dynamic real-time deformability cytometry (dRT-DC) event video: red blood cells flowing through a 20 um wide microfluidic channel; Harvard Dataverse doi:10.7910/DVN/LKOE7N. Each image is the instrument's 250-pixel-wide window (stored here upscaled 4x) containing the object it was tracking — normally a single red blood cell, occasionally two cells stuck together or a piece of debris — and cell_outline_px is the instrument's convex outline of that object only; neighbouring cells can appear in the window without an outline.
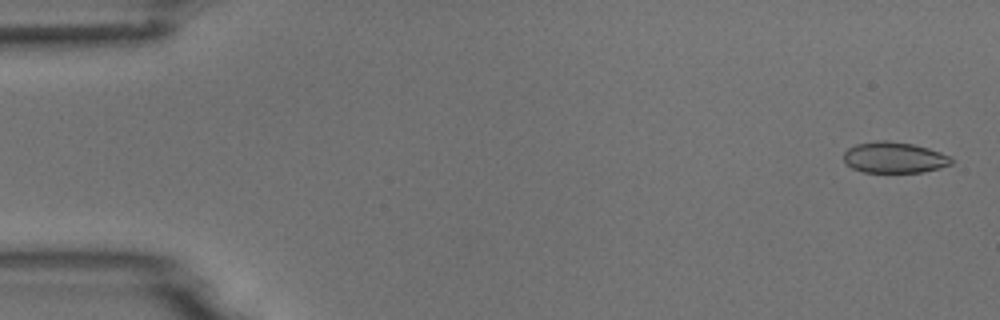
{"species": "common noctule bat (a hibernating species)", "species_latin": "Nyctalus noctula", "temperature_condition": "room temperature", "stored_images_in_passage": 6, "segment_of_instrument_passage": [1, 2], "camera_frame_rate_fps": 3000, "um_per_image_px": 0.085, "animal": {"sex": "male", "body_mass_g": 18.8}, "frame": {"image": 1, "passage_image": 1, "time_ms": 0.0, "image_size_px": [1000, 320], "cell_outline_px": [[952, 164], [940, 168], [924, 172], [864, 172], [852, 168], [844, 160], [844, 152], [848, 148], [856, 144], [876, 140], [888, 140], [912, 144], [928, 148], [940, 152], [948, 156], [952, 160]], "centroid_in_image_um": [76.0, 13.38], "position_along_channel_um": 9.0, "area_um2": 19.42}}
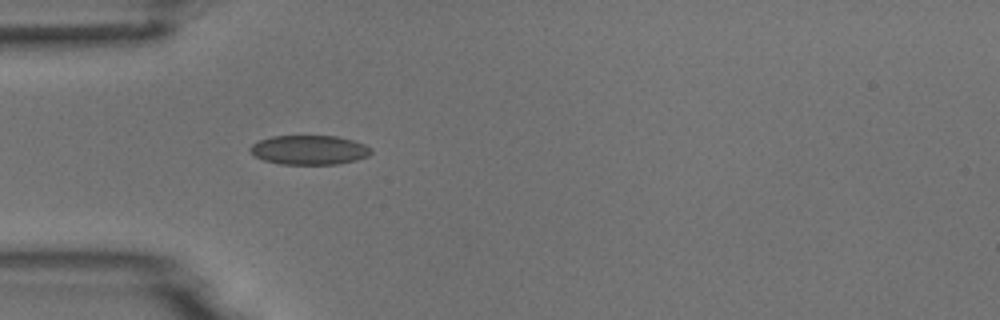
{"frame": {"image": 2, "passage_image": 5, "time_ms": 4.667, "image_size_px": [1000, 320], "cell_outline_px": [[372, 152], [368, 156], [356, 160], [336, 164], [280, 164], [264, 160], [256, 156], [248, 148], [252, 144], [260, 140], [272, 136], [336, 136], [352, 140], [364, 144], [372, 148]], "centroid_in_image_um": [26.3, 12.74], "position_along_channel_um": 58.7, "area_um2": 20.58}}